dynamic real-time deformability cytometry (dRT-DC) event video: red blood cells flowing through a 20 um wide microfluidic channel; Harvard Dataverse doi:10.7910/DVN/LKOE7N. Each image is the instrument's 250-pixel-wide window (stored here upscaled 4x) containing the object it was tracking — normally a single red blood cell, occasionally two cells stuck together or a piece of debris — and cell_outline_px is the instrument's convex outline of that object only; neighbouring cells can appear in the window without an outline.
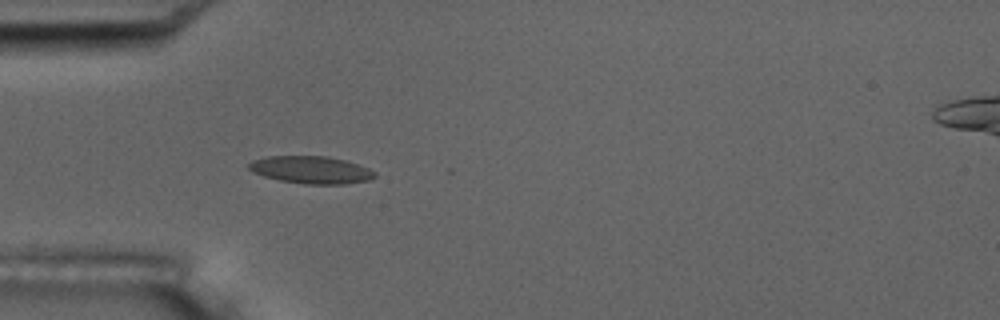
{"species": "common noctule bat (a hibernating species)", "species_latin": "Nyctalus noctula", "temperature_condition": "room temperature", "stored_images_in_passage": 1, "camera_frame_rate_fps": 3000, "um_per_image_px": 0.085, "animal": {"sex": "male", "body_mass_g": 17.5, "forearm_length_mm": 52.3}, "frame": {"image": 1, "passage_image": 1, "time_ms": 0.0, "image_size_px": [1000, 320], "cell_outline_px": [[376, 176], [368, 180], [344, 184], [304, 184], [280, 180], [264, 176], [252, 172], [248, 168], [248, 164], [252, 160], [268, 156], [328, 156], [344, 160], [368, 168], [376, 172]], "centroid_in_image_um": [26.42, 14.43], "position_along_channel_um": 58.6, "area_um2": 20.06}}